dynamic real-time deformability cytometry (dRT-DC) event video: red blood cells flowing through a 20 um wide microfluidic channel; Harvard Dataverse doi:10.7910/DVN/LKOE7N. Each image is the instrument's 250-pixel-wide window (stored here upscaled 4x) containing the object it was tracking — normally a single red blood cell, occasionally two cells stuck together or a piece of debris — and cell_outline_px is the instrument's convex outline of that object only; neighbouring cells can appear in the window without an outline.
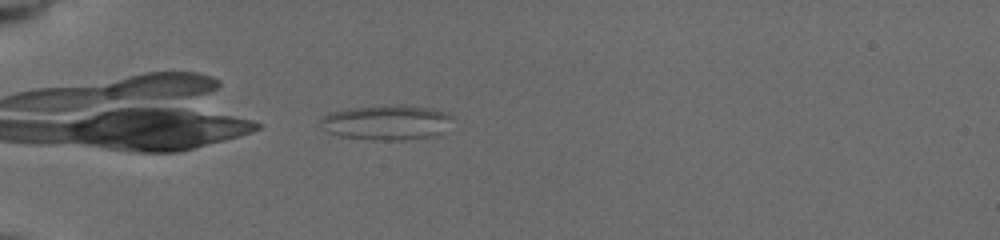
{"species": "common noctule bat (a hibernating species)", "species_latin": "Nyctalus noctula", "temperature_condition": "cold", "stored_images_in_passage": 7, "camera_frame_rate_fps": 3000, "um_per_image_px": 0.085, "animal": {"sex": "female", "body_mass_g": 19.5, "forearm_length_mm": 54.1}, "frame": {"image": 1, "passage_image": 1, "time_ms": 0.0, "image_size_px": [1000, 240], "cell_outline_px": [[452, 116], [440, 132], [428, 136], [404, 140], [372, 140], [340, 136], [324, 132], [320, 128], [320, 120], [328, 112], [348, 108], [400, 104], [432, 108], [448, 112]], "centroid_in_image_um": [32.75, 10.39], "position_along_channel_um": 52.3, "area_um2": 26.88}}
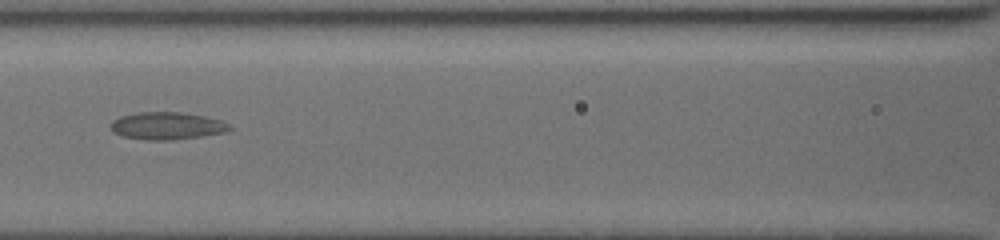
{"frame": {"image": 2, "passage_image": 4, "time_ms": 3.333, "image_size_px": [1000, 240], "cell_outline_px": [[232, 128], [224, 132], [204, 136], [168, 140], [144, 140], [124, 136], [112, 132], [112, 120], [120, 116], [136, 112], [184, 112], [204, 116], [220, 120], [232, 124]], "centroid_in_image_um": [14.21, 10.69], "position_along_channel_um": 152.4, "area_um2": 19.07}}
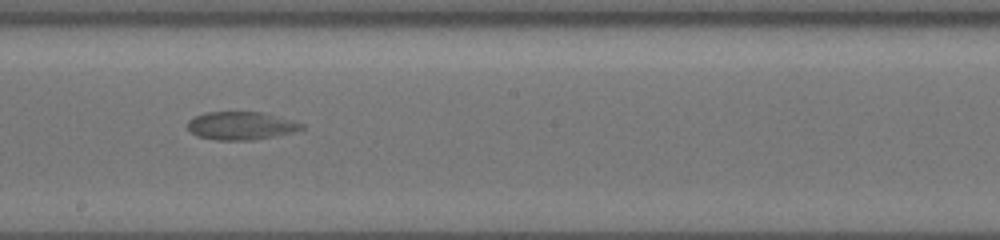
{"frame": {"image": 3, "passage_image": 6, "time_ms": 5.333, "image_size_px": [1000, 240], "cell_outline_px": [[304, 128], [292, 132], [252, 140], [216, 140], [196, 136], [188, 128], [188, 120], [204, 112], [260, 112], [292, 120], [304, 124]], "centroid_in_image_um": [20.45, 10.68], "position_along_channel_um": 227.7, "area_um2": 18.44}}